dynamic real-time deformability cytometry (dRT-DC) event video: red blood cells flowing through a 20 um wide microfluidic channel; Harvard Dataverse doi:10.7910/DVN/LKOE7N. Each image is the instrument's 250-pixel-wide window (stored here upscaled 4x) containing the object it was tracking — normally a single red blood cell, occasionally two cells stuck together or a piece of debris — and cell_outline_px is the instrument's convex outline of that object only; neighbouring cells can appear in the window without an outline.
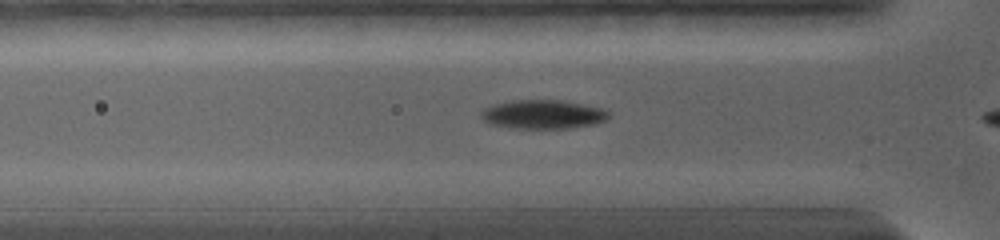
{"species": "common noctule bat (a hibernating species)", "species_latin": "Nyctalus noctula", "temperature_condition": "warm", "stored_images_in_passage": 5, "camera_frame_rate_fps": 5000, "um_per_image_px": 0.085, "animal": {"sex": "female", "body_mass_g": 19.0, "forearm_length_mm": 56.7}, "frame": {"image": 1, "passage_image": 2, "time_ms": 0.6, "image_size_px": [1000, 240], "cell_outline_px": [[608, 116], [604, 120], [592, 124], [568, 128], [516, 128], [492, 124], [484, 120], [480, 116], [480, 112], [484, 108], [492, 104], [512, 100], [564, 100], [600, 108], [608, 112]], "centroid_in_image_um": [46.09, 9.7], "position_along_channel_um": 79.7, "area_um2": 21.21}}
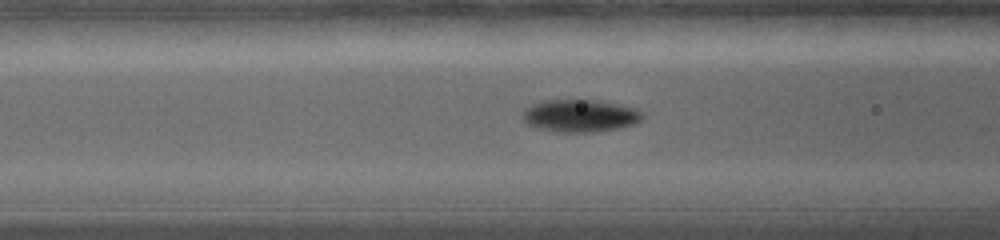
{"frame": {"image": 2, "passage_image": 4, "time_ms": 1.6, "image_size_px": [1000, 240], "cell_outline_px": [[644, 116], [640, 120], [632, 124], [616, 128], [584, 132], [564, 132], [540, 128], [528, 124], [524, 120], [524, 108], [540, 100], [600, 100], [632, 108], [640, 112]], "centroid_in_image_um": [49.26, 9.81], "position_along_channel_um": 117.3, "area_um2": 22.08}}